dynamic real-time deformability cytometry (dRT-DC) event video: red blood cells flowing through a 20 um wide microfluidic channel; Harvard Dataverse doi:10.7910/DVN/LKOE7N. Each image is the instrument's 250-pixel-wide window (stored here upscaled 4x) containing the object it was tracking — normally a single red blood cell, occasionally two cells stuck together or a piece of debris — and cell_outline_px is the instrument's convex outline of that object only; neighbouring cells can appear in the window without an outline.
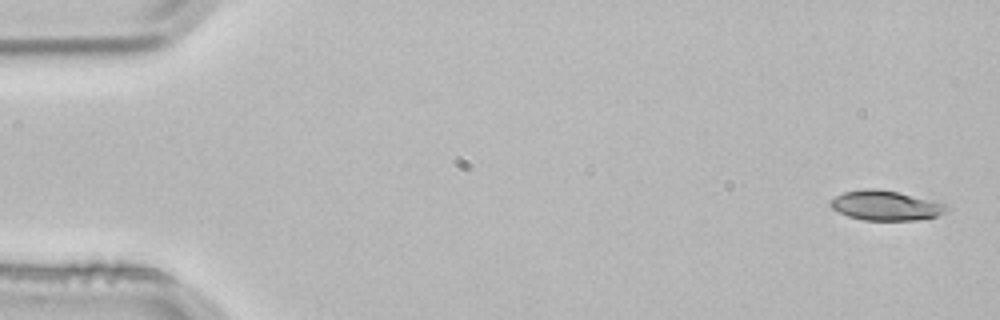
{"species": "common noctule bat (a hibernating species)", "species_latin": "Nyctalus noctula", "temperature_condition": "room temperature", "stored_images_in_passage": 4, "camera_frame_rate_fps": 3000, "um_per_image_px": 0.085, "animal": {"sex": "male", "body_mass_g": 21.5, "forearm_length_mm": 52.0}, "frame": {"image": 1, "passage_image": 1, "time_ms": 0.0, "image_size_px": [1000, 320], "cell_outline_px": [[948, 208], [944, 212], [936, 216], [920, 220], [864, 220], [848, 216], [832, 208], [828, 204], [836, 196], [844, 192], [864, 188], [876, 188], [896, 192], [944, 204]], "centroid_in_image_um": [75.22, 17.47], "position_along_channel_um": 9.8, "area_um2": 19.71}}
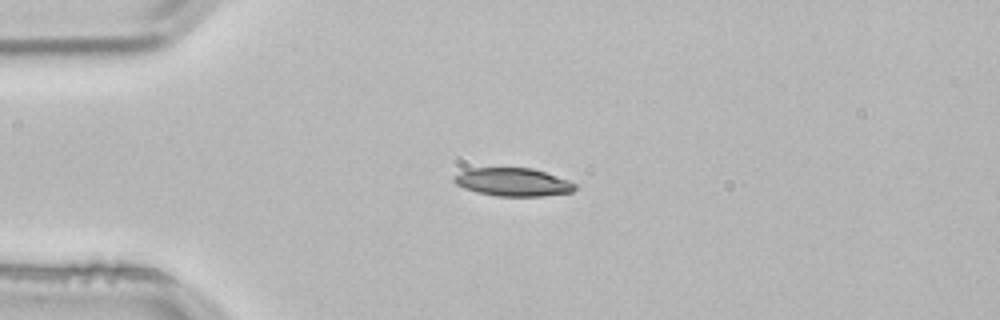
{"frame": {"image": 2, "passage_image": 3, "time_ms": 0.667, "image_size_px": [1000, 320], "cell_outline_px": [[576, 188], [572, 192], [544, 196], [496, 196], [476, 192], [464, 188], [456, 184], [452, 180], [452, 176], [460, 172], [472, 168], [532, 168], [568, 180], [576, 184]], "centroid_in_image_um": [43.58, 15.48], "position_along_channel_um": 41.4, "area_um2": 19.83}}